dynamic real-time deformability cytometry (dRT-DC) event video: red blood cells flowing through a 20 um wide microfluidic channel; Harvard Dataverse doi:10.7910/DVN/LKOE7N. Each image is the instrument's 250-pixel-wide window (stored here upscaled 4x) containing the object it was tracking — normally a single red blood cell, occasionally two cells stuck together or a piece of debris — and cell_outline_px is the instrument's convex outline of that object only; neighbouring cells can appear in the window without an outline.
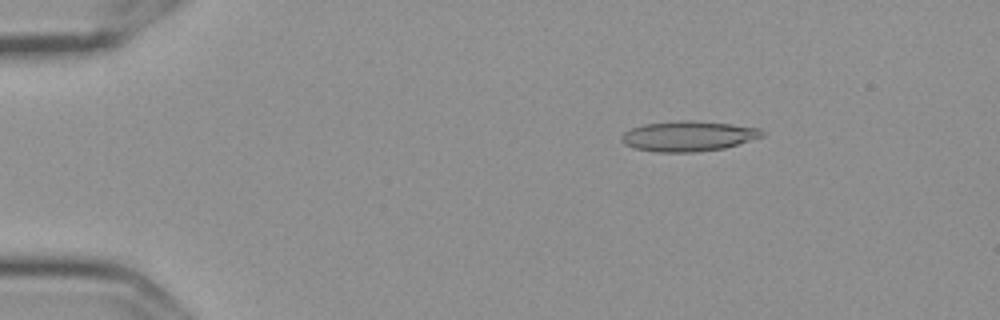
{"species": "Egyptian fruit bat (a non-hibernating species)", "species_latin": "Rousettus aegyptiacus", "temperature_condition": "cold", "stored_images_in_passage": 56, "camera_frame_rate_fps": 3000, "um_per_image_px": 0.085, "frame": {"image": 1, "passage_image": 9, "time_ms": 2.667, "image_size_px": [1000, 320], "cell_outline_px": [[764, 136], [724, 148], [692, 152], [656, 152], [632, 148], [624, 144], [620, 140], [620, 136], [624, 132], [632, 128], [644, 124], [676, 120], [692, 120], [732, 124], [760, 128], [764, 132]], "centroid_in_image_um": [58.47, 11.56], "position_along_channel_um": 26.5, "area_um2": 24.91}}
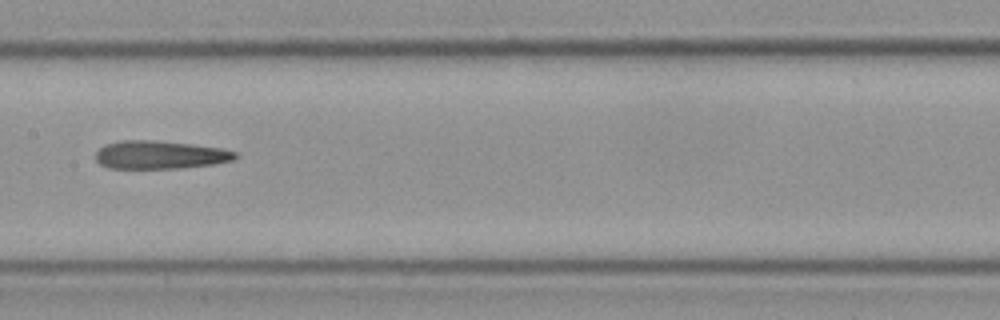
{"frame": {"image": 2, "passage_image": 29, "time_ms": 9.333, "image_size_px": [1000, 320], "cell_outline_px": [[236, 156], [232, 160], [212, 164], [180, 168], [108, 168], [100, 164], [96, 160], [96, 152], [104, 144], [120, 140], [152, 140], [192, 144], [220, 148], [236, 152]], "centroid_in_image_um": [13.54, 13.15], "position_along_channel_um": 193.9, "area_um2": 22.77}}
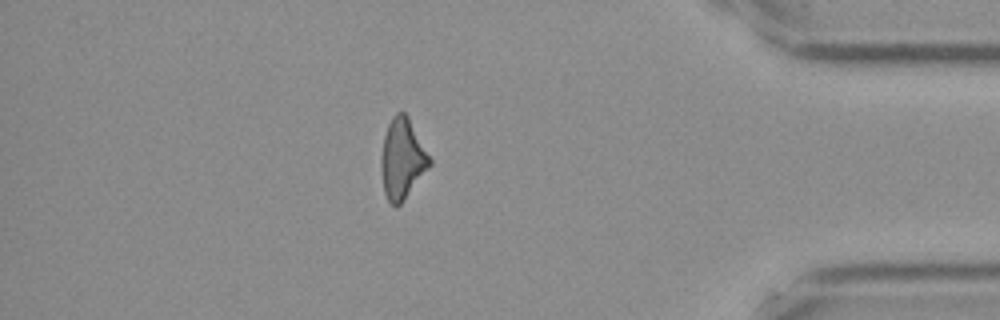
{"frame": {"image": 3, "passage_image": 49, "time_ms": 16.0, "image_size_px": [1000, 320], "cell_outline_px": [[432, 164], [404, 200], [396, 208], [388, 200], [384, 192], [380, 168], [380, 156], [384, 136], [388, 124], [392, 116], [396, 112], [404, 112], [408, 116], [432, 160]], "centroid_in_image_um": [34.18, 13.5], "position_along_channel_um": 401.0, "area_um2": 22.83}, "authors_computed_cell_mechanics": {"area_um2": 23.6402, "velocity_mm_per_s": 3.6144, "shape_relaxation_time_tau1_ms": null, "shape_relaxation_time_tau2_ms": 7.5682, "deformation_change_tau1": null, "deformation_change_tau2": 0.2303}}